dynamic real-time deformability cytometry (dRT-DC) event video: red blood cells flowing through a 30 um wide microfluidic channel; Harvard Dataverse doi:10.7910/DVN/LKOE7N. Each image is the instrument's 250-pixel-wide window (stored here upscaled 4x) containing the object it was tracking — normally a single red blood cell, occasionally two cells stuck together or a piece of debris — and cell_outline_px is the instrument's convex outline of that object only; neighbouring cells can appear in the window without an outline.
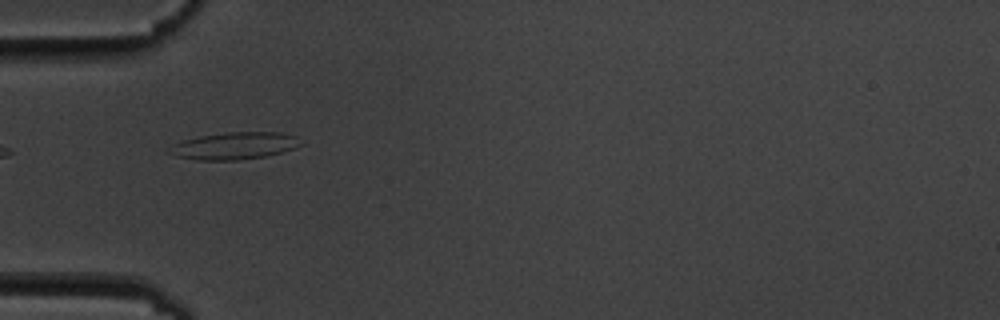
{"species": "common noctule bat (a hibernating species)", "species_latin": "Nyctalus noctula", "temperature_condition": "cold", "stored_images_in_passage": 2, "camera_frame_rate_fps": 3000, "um_per_image_px": 0.085, "animal": {"sex": "male", "body_mass_g": 19.5, "forearm_length_mm": 54.6}, "frame": {"image": 1, "passage_image": 1, "time_ms": 0.0, "image_size_px": [1000, 320], "cell_outline_px": [[304, 144], [296, 148], [264, 156], [236, 160], [196, 160], [176, 156], [164, 152], [172, 144], [180, 140], [200, 136], [228, 132], [280, 132], [296, 136]], "centroid_in_image_um": [19.88, 12.39], "position_along_channel_um": 65.1, "area_um2": 20.98}}
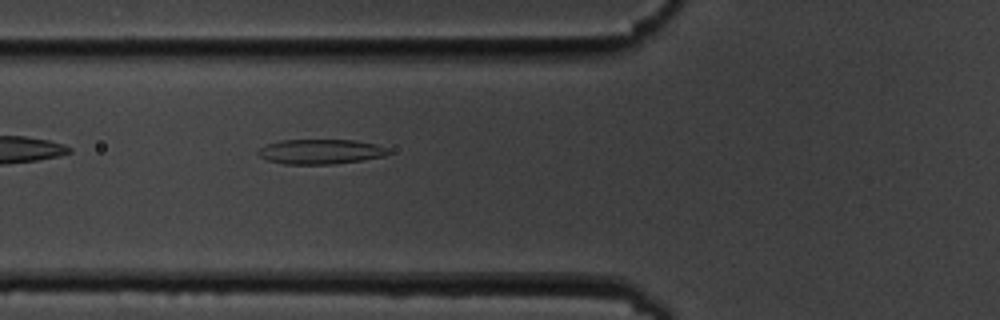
{"frame": {"image": 2, "passage_image": 2, "time_ms": 1.0, "image_size_px": [1000, 320], "cell_outline_px": [[392, 152], [384, 156], [360, 160], [332, 164], [284, 164], [268, 160], [260, 156], [256, 152], [260, 148], [268, 144], [280, 140], [356, 140], [376, 144], [388, 148]], "centroid_in_image_um": [27.26, 12.88], "position_along_channel_um": 98.5, "area_um2": 18.79}}